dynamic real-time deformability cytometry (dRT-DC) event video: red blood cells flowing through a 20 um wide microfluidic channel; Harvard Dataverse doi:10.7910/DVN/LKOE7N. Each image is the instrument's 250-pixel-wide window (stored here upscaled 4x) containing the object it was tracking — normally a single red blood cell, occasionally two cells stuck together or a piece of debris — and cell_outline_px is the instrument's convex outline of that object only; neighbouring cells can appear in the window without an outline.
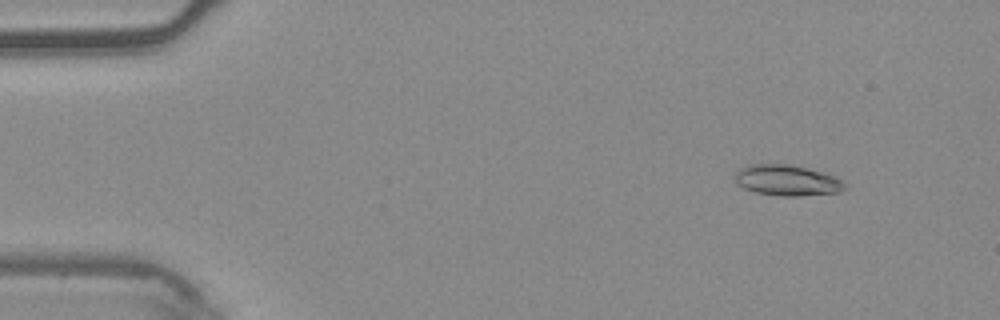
{"species": "common noctule bat (a hibernating species)", "species_latin": "Nyctalus noctula", "temperature_condition": "warm", "stored_images_in_passage": 54, "camera_frame_rate_fps": 3000, "um_per_image_px": 0.085, "animal": {"sex": "male", "body_mass_g": 20.4}, "frame": {"image": 1, "passage_image": 6, "time_ms": 1.667, "image_size_px": [1000, 320], "cell_outline_px": [[848, 188], [840, 192], [800, 196], [780, 196], [756, 192], [744, 188], [736, 184], [736, 172], [740, 168], [748, 164], [788, 164], [824, 172], [836, 176], [844, 180], [848, 184]], "centroid_in_image_um": [66.97, 15.33], "position_along_channel_um": 18.0, "area_um2": 20.0}}
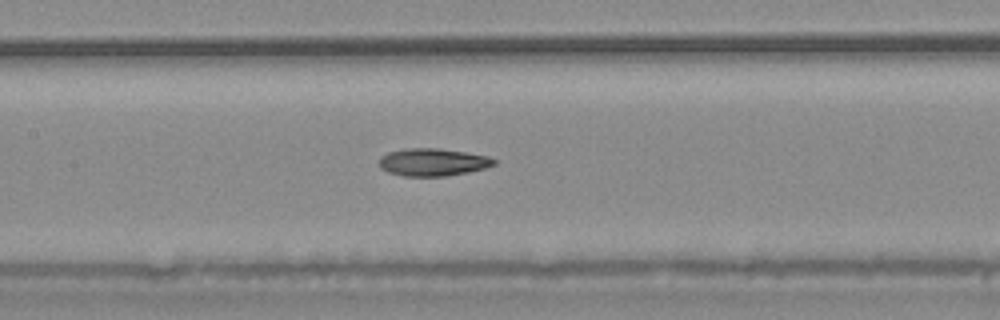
{"frame": {"image": 2, "passage_image": 26, "time_ms": 8.333, "image_size_px": [1000, 320], "cell_outline_px": [[496, 164], [484, 168], [468, 172], [444, 176], [404, 176], [388, 172], [380, 168], [380, 156], [388, 152], [404, 148], [440, 148], [488, 156], [496, 160]], "centroid_in_image_um": [36.77, 13.78], "position_along_channel_um": 170.6, "area_um2": 18.44}}
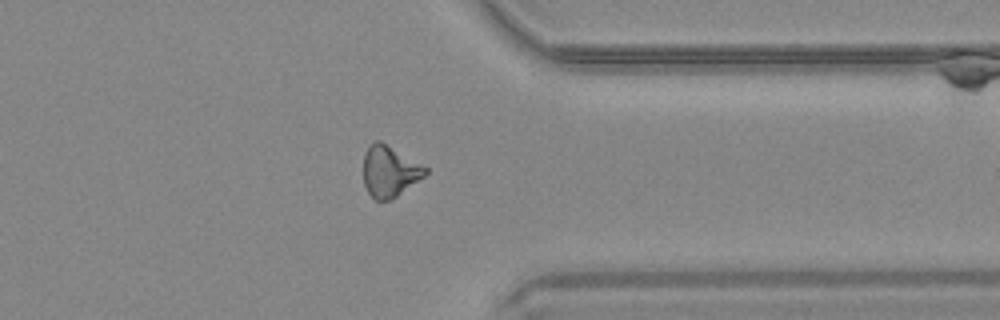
{"frame": {"image": 3, "passage_image": 43, "time_ms": 14.0, "image_size_px": [1000, 320], "cell_outline_px": [[428, 172], [424, 176], [396, 196], [388, 200], [376, 200], [368, 192], [364, 184], [364, 152], [376, 140], [380, 140], [428, 168]], "centroid_in_image_um": [33.1, 14.55], "position_along_channel_um": 378.3, "area_um2": 18.09}}